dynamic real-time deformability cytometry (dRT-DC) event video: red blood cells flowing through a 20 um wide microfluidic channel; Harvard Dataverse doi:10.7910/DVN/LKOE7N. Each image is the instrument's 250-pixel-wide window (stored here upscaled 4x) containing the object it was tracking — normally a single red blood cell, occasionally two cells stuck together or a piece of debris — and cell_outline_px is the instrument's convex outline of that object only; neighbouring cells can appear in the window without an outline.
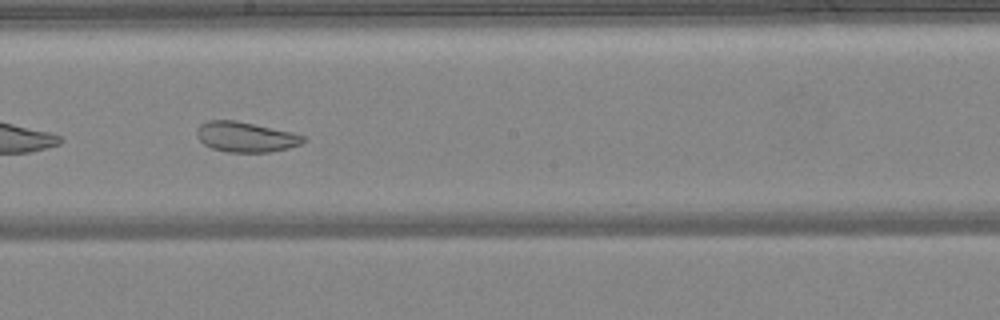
{"species": "common noctule bat (a hibernating species)", "species_latin": "Nyctalus noctula", "temperature_condition": "warm", "stored_images_in_passage": 49, "camera_frame_rate_fps": 3000, "um_per_image_px": 0.085, "animal": {"sex": "female", "body_mass_g": 24.6, "forearm_length_mm": 56.2}, "frame": {"image": 1, "passage_image": 28, "time_ms": 9.0, "image_size_px": [1000, 320], "cell_outline_px": [[304, 140], [300, 144], [288, 148], [268, 152], [224, 152], [212, 148], [204, 144], [196, 136], [196, 132], [200, 124], [208, 120], [236, 120], [292, 132], [304, 136]], "centroid_in_image_um": [20.84, 11.64], "position_along_channel_um": 227.4, "area_um2": 18.67}, "authors_computed_cell_mechanics": {"area_um2": 27.5128, "velocity_mm_per_s": 4.1845, "shape_relaxation_time_tau1_ms": null, "shape_relaxation_time_tau2_ms": 1.5763, "deformation_change_tau1": null, "deformation_change_tau2": 0.0714}}